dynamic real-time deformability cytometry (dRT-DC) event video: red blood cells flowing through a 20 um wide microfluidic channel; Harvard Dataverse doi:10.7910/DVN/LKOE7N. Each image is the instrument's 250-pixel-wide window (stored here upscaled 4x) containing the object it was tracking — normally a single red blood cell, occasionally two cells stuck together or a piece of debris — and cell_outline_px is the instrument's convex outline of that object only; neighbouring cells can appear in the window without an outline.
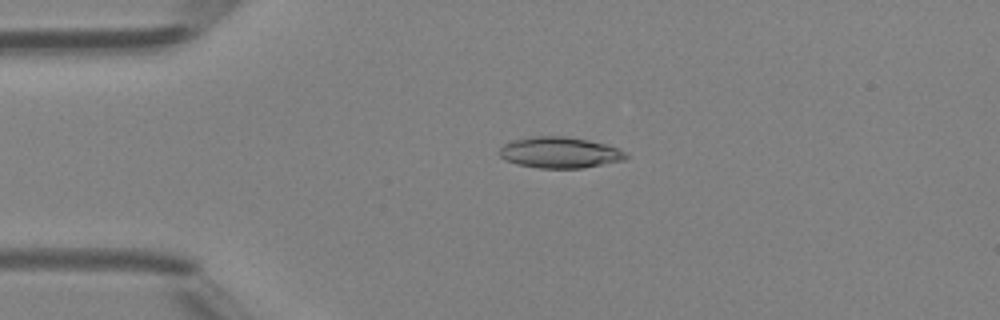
{"species": "Egyptian fruit bat (a non-hibernating species)", "species_latin": "Rousettus aegyptiacus", "temperature_condition": "room temperature", "stored_images_in_passage": 47, "camera_frame_rate_fps": 3000, "um_per_image_px": 0.085, "animal": {"sex": "female"}, "frame": {"image": 1, "passage_image": 11, "time_ms": 3.333, "image_size_px": [1000, 320], "cell_outline_px": [[628, 156], [624, 160], [580, 168], [540, 168], [520, 164], [508, 160], [500, 156], [500, 148], [504, 144], [512, 140], [536, 136], [564, 136], [588, 140], [604, 144], [616, 148], [624, 152]], "centroid_in_image_um": [47.57, 12.96], "position_along_channel_um": 37.4, "area_um2": 22.43}}
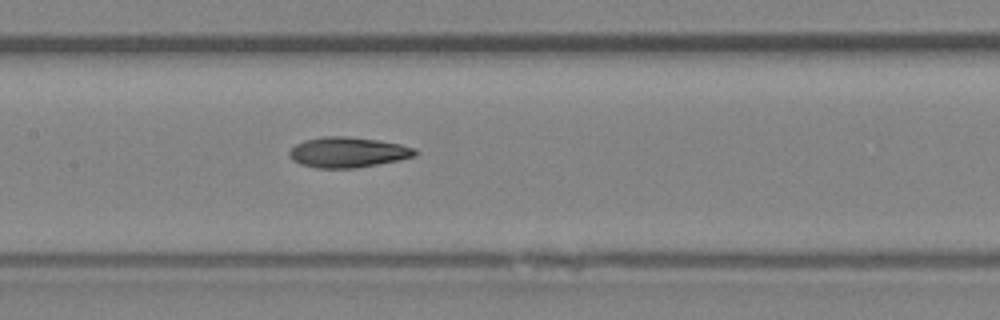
{"frame": {"image": 2, "passage_image": 23, "time_ms": 7.333, "image_size_px": [1000, 320], "cell_outline_px": [[416, 156], [400, 160], [356, 168], [316, 168], [300, 164], [292, 160], [288, 152], [296, 144], [304, 140], [324, 136], [348, 136], [380, 140], [400, 144], [412, 148], [416, 152]], "centroid_in_image_um": [29.55, 12.94], "position_along_channel_um": 177.9, "area_um2": 22.31}}
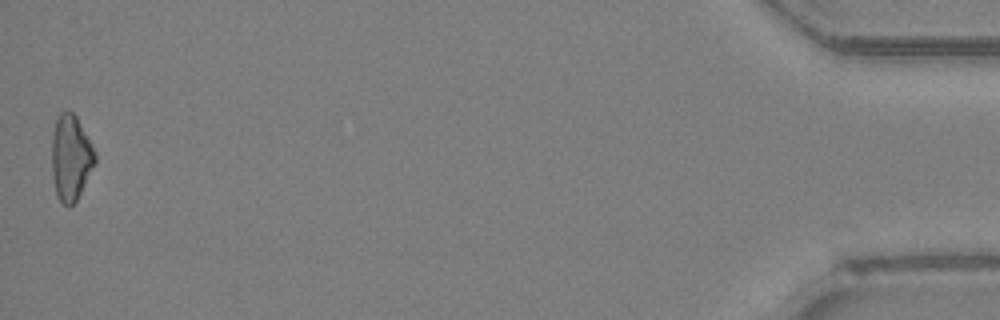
{"frame": {"image": 3, "passage_image": 47, "time_ms": 15.333, "image_size_px": [1000, 320], "cell_outline_px": [[96, 160], [76, 200], [68, 208], [56, 196], [52, 176], [52, 132], [56, 116], [60, 112], [68, 108], [76, 116], [92, 144], [96, 156]], "centroid_in_image_um": [5.98, 13.35], "position_along_channel_um": 429.2, "area_um2": 21.62}, "authors_computed_cell_mechanics": {"area_um2": 21.9062, "velocity_mm_per_s": 4.371, "shape_relaxation_time_tau1_ms": 6.8225, "shape_relaxation_time_tau2_ms": null, "deformation_change_tau1": 0.1735, "deformation_change_tau2": null}}